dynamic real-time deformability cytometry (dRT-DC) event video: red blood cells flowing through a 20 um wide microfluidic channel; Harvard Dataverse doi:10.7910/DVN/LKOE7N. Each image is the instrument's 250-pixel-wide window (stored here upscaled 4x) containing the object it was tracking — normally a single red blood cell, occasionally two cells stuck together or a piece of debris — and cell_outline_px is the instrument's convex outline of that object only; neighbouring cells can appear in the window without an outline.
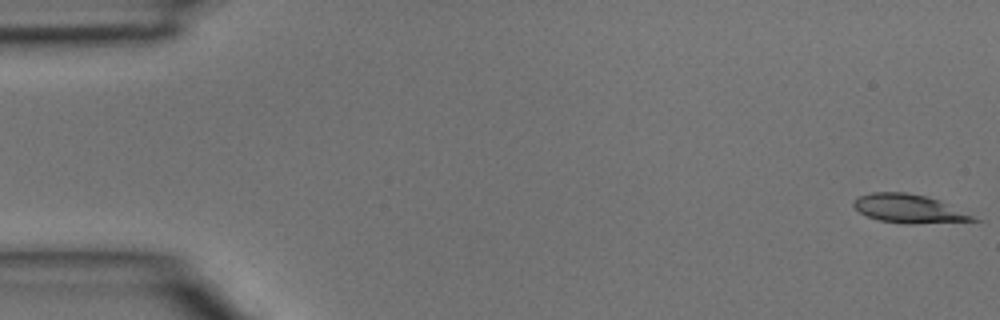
{"species": "common noctule bat (a hibernating species)", "species_latin": "Nyctalus noctula", "temperature_condition": "room temperature", "stored_images_in_passage": 5, "camera_frame_rate_fps": 3000, "um_per_image_px": 0.085, "animal": {"sex": "male", "body_mass_g": 15.6}, "frame": {"image": 1, "passage_image": 1, "time_ms": 0.0, "image_size_px": [1000, 320], "cell_outline_px": [[980, 220], [912, 224], [904, 224], [880, 220], [868, 216], [860, 212], [852, 204], [852, 200], [860, 196], [872, 192], [904, 192], [924, 196], [936, 200], [972, 216]], "centroid_in_image_um": [77.15, 17.74], "position_along_channel_um": 7.9, "area_um2": 19.25}}